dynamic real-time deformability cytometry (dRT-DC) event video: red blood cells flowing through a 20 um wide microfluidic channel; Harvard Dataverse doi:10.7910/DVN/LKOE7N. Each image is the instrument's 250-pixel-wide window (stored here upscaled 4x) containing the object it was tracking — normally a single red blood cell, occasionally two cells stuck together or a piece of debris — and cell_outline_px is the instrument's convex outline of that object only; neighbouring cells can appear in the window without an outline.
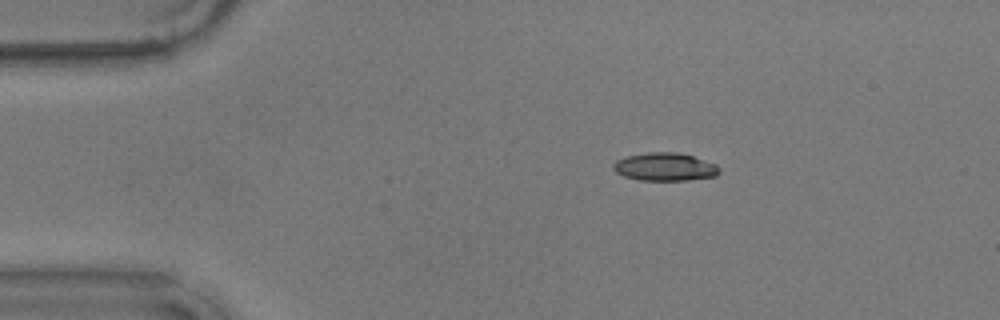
{"species": "common noctule bat (a hibernating species)", "species_latin": "Nyctalus noctula", "temperature_condition": "warm", "stored_images_in_passage": 44, "camera_frame_rate_fps": 3000, "um_per_image_px": 0.085, "animal": {"sex": "male", "body_mass_g": 17.9}, "frame": {"image": 1, "passage_image": 1, "time_ms": 0.0, "image_size_px": [1000, 320], "cell_outline_px": [[720, 172], [716, 176], [688, 180], [640, 180], [624, 176], [616, 172], [612, 168], [612, 164], [616, 160], [624, 156], [648, 152], [676, 152], [692, 156], [716, 164], [720, 168]], "centroid_in_image_um": [56.49, 14.18], "position_along_channel_um": 28.5, "area_um2": 17.4}}
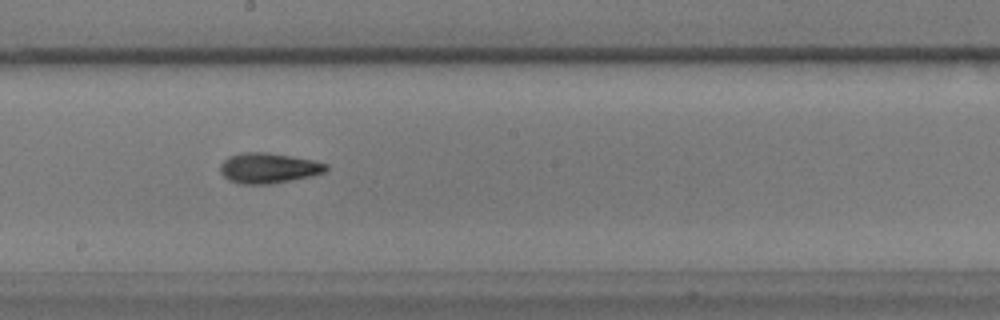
{"frame": {"image": 2, "passage_image": 22, "time_ms": 7.0, "image_size_px": [1000, 320], "cell_outline_px": [[328, 168], [324, 172], [312, 176], [272, 184], [240, 184], [228, 180], [220, 172], [220, 164], [228, 156], [244, 152], [268, 152], [312, 160], [328, 164]], "centroid_in_image_um": [22.8, 14.29], "position_along_channel_um": 225.4, "area_um2": 18.79}}
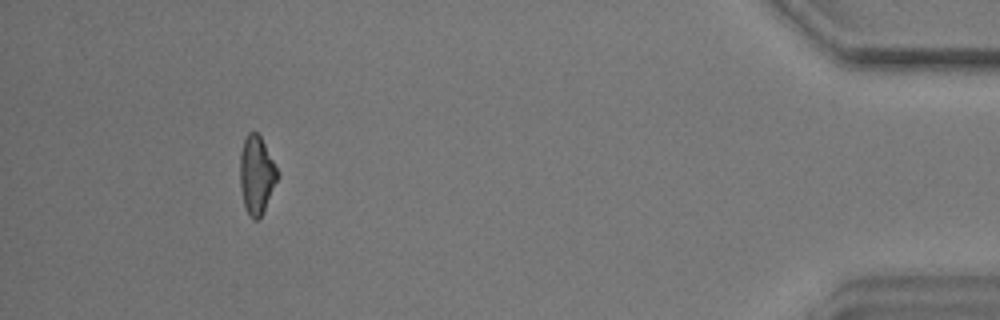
{"frame": {"image": 3, "passage_image": 43, "time_ms": 14.0, "image_size_px": [1000, 320], "cell_outline_px": [[280, 176], [260, 220], [252, 220], [248, 216], [244, 204], [240, 188], [240, 152], [244, 140], [248, 132], [256, 132], [260, 136], [280, 172]], "centroid_in_image_um": [21.83, 14.91], "position_along_channel_um": 413.4, "area_um2": 17.46}, "authors_computed_cell_mechanics": {"area_um2": 17.7446, "velocity_mm_per_s": 3.5905, "shape_relaxation_time_tau1_ms": 3.2667, "shape_relaxation_time_tau2_ms": 3.8649, "deformation_change_tau1": 0.1376, "deformation_change_tau2": 0.0989}}